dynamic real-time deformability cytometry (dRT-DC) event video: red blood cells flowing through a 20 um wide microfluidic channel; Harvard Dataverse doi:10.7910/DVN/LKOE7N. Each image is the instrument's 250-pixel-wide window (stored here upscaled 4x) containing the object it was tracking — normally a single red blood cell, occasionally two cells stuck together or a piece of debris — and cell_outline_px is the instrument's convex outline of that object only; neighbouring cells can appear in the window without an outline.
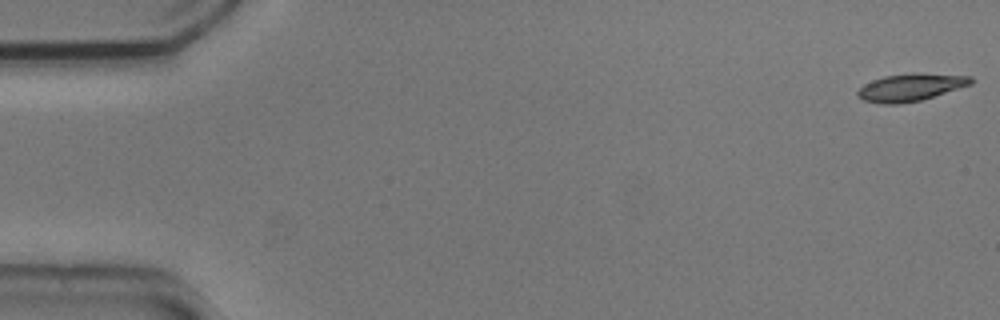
{"species": "common noctule bat (a hibernating species)", "species_latin": "Nyctalus noctula", "temperature_condition": "cold", "stored_images_in_passage": 6, "camera_frame_rate_fps": 3000, "um_per_image_px": 0.085, "animal": {"sex": "male", "body_mass_g": 20.5, "forearm_length_mm": 52.5}, "frame": {"image": 1, "passage_image": 1, "time_ms": 0.0, "image_size_px": [1000, 320], "cell_outline_px": [[976, 80], [972, 84], [920, 100], [900, 104], [884, 104], [864, 100], [856, 96], [856, 92], [864, 84], [872, 80], [884, 76], [916, 72], [972, 76]], "centroid_in_image_um": [77.42, 7.41], "position_along_channel_um": 7.6, "area_um2": 18.21}}
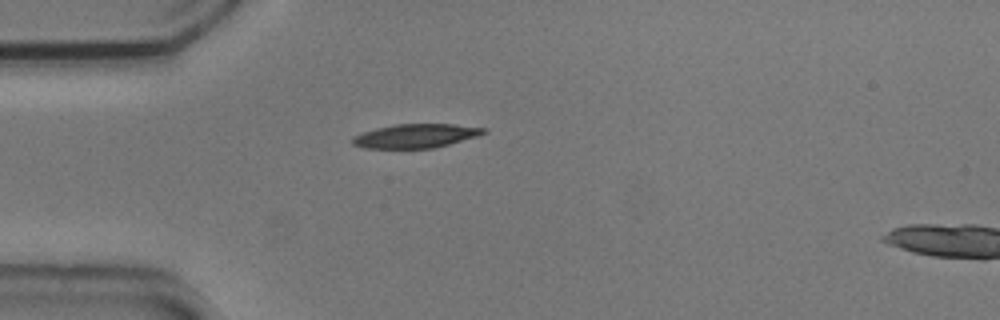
{"frame": {"image": 2, "passage_image": 5, "time_ms": 1.333, "image_size_px": [1000, 320], "cell_outline_px": [[488, 132], [476, 136], [448, 144], [432, 148], [364, 148], [352, 144], [352, 136], [376, 128], [396, 124], [452, 124], [488, 128]], "centroid_in_image_um": [35.33, 11.54], "position_along_channel_um": 49.7, "area_um2": 18.15}}